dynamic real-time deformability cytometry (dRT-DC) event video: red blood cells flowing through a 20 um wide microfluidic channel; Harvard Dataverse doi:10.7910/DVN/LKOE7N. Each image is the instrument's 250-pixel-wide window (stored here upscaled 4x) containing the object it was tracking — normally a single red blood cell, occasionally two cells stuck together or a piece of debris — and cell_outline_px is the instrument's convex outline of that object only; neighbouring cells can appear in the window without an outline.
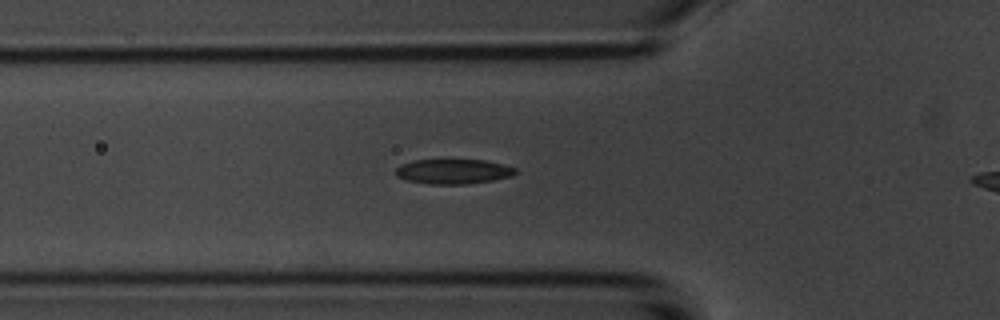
{"species": "common noctule bat (a hibernating species)", "species_latin": "Nyctalus noctula", "temperature_condition": "room temperature", "stored_images_in_passage": 48, "camera_frame_rate_fps": 3000, "um_per_image_px": 0.085, "animal": {"sex": "male", "body_mass_g": 20.1, "forearm_length_mm": 53.5}, "frame": {"image": 1, "passage_image": 19, "time_ms": 6.0, "image_size_px": [1000, 320], "cell_outline_px": [[516, 172], [512, 176], [492, 180], [468, 184], [428, 184], [408, 180], [396, 176], [396, 168], [400, 164], [412, 160], [484, 160], [516, 168]], "centroid_in_image_um": [38.5, 14.58], "position_along_channel_um": 87.3, "area_um2": 17.22}}
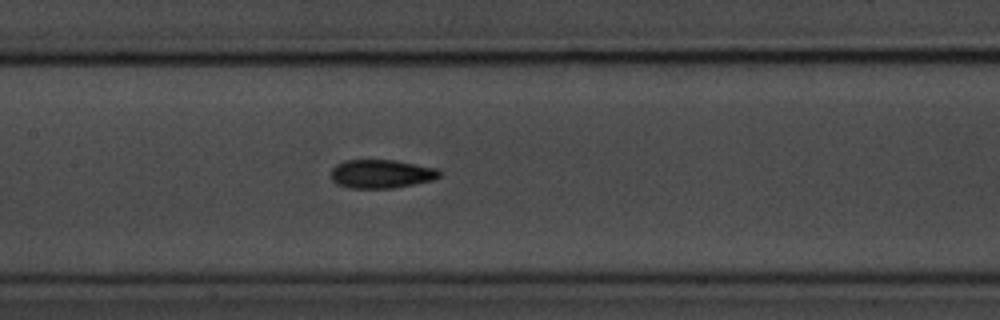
{"frame": {"image": 2, "passage_image": 26, "time_ms": 8.333, "image_size_px": [1000, 320], "cell_outline_px": [[440, 176], [432, 180], [392, 188], [352, 188], [336, 184], [332, 180], [332, 168], [336, 164], [344, 160], [392, 160], [436, 168], [440, 172]], "centroid_in_image_um": [32.37, 14.78], "position_along_channel_um": 175.0, "area_um2": 17.86}}
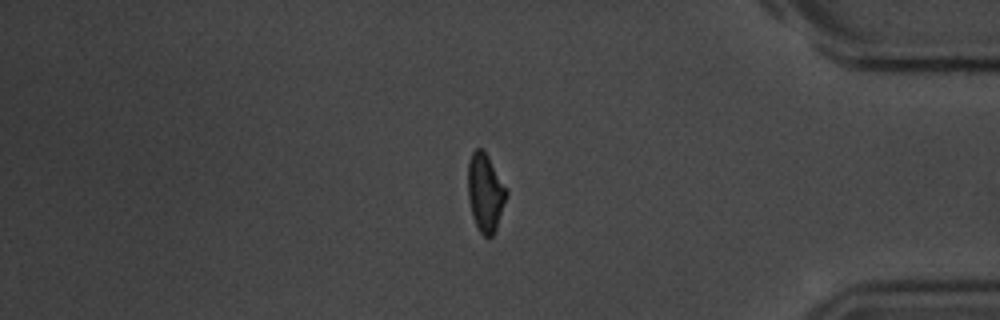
{"frame": {"image": 3, "passage_image": 46, "time_ms": 15.0, "image_size_px": [1000, 320], "cell_outline_px": [[508, 192], [496, 228], [492, 236], [484, 236], [480, 232], [472, 216], [468, 196], [468, 160], [472, 152], [476, 148], [480, 148], [488, 156]], "centroid_in_image_um": [41.23, 16.35], "position_along_channel_um": 394.0, "area_um2": 17.17}, "authors_computed_cell_mechanics": {"area_um2": 17.6579, "velocity_mm_per_s": 3.7167, "shape_relaxation_time_tau1_ms": 4.524, "shape_relaxation_time_tau2_ms": 2.7917, "deformation_change_tau1": 0.1509, "deformation_change_tau2": 0.1001}}